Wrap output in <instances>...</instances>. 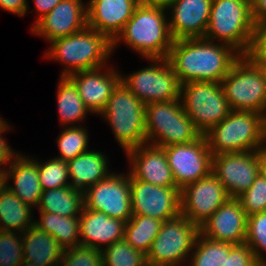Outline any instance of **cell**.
<instances>
[{
  "label": "cell",
  "mask_w": 266,
  "mask_h": 266,
  "mask_svg": "<svg viewBox=\"0 0 266 266\" xmlns=\"http://www.w3.org/2000/svg\"><path fill=\"white\" fill-rule=\"evenodd\" d=\"M217 42L203 37L173 41L167 60L181 84L222 82L241 55L231 46Z\"/></svg>",
  "instance_id": "6da1fadb"
},
{
  "label": "cell",
  "mask_w": 266,
  "mask_h": 266,
  "mask_svg": "<svg viewBox=\"0 0 266 266\" xmlns=\"http://www.w3.org/2000/svg\"><path fill=\"white\" fill-rule=\"evenodd\" d=\"M166 10L140 3L112 42V50L116 49L119 42H124L145 59L167 58L174 40Z\"/></svg>",
  "instance_id": "7a4b0ae2"
},
{
  "label": "cell",
  "mask_w": 266,
  "mask_h": 266,
  "mask_svg": "<svg viewBox=\"0 0 266 266\" xmlns=\"http://www.w3.org/2000/svg\"><path fill=\"white\" fill-rule=\"evenodd\" d=\"M45 58L64 65L60 77L105 66L112 54V42L104 35L86 26L80 32L57 38L50 43Z\"/></svg>",
  "instance_id": "3957f363"
},
{
  "label": "cell",
  "mask_w": 266,
  "mask_h": 266,
  "mask_svg": "<svg viewBox=\"0 0 266 266\" xmlns=\"http://www.w3.org/2000/svg\"><path fill=\"white\" fill-rule=\"evenodd\" d=\"M204 136L212 155L258 151L266 145L264 115L232 110Z\"/></svg>",
  "instance_id": "277c9868"
},
{
  "label": "cell",
  "mask_w": 266,
  "mask_h": 266,
  "mask_svg": "<svg viewBox=\"0 0 266 266\" xmlns=\"http://www.w3.org/2000/svg\"><path fill=\"white\" fill-rule=\"evenodd\" d=\"M255 24L251 16V0H213L205 39L231 46L247 55Z\"/></svg>",
  "instance_id": "5b68a950"
},
{
  "label": "cell",
  "mask_w": 266,
  "mask_h": 266,
  "mask_svg": "<svg viewBox=\"0 0 266 266\" xmlns=\"http://www.w3.org/2000/svg\"><path fill=\"white\" fill-rule=\"evenodd\" d=\"M147 143L158 147L191 143L201 134L186 114L181 98L145 105Z\"/></svg>",
  "instance_id": "8992f818"
},
{
  "label": "cell",
  "mask_w": 266,
  "mask_h": 266,
  "mask_svg": "<svg viewBox=\"0 0 266 266\" xmlns=\"http://www.w3.org/2000/svg\"><path fill=\"white\" fill-rule=\"evenodd\" d=\"M99 115L108 121L115 139L125 152L147 143L145 105L122 83L113 91Z\"/></svg>",
  "instance_id": "52a82bcc"
},
{
  "label": "cell",
  "mask_w": 266,
  "mask_h": 266,
  "mask_svg": "<svg viewBox=\"0 0 266 266\" xmlns=\"http://www.w3.org/2000/svg\"><path fill=\"white\" fill-rule=\"evenodd\" d=\"M230 109L266 113V74L261 65L241 55L221 82Z\"/></svg>",
  "instance_id": "ba28073f"
},
{
  "label": "cell",
  "mask_w": 266,
  "mask_h": 266,
  "mask_svg": "<svg viewBox=\"0 0 266 266\" xmlns=\"http://www.w3.org/2000/svg\"><path fill=\"white\" fill-rule=\"evenodd\" d=\"M181 102L201 135L208 133L232 111L218 82L193 81L181 84Z\"/></svg>",
  "instance_id": "9c48e42d"
},
{
  "label": "cell",
  "mask_w": 266,
  "mask_h": 266,
  "mask_svg": "<svg viewBox=\"0 0 266 266\" xmlns=\"http://www.w3.org/2000/svg\"><path fill=\"white\" fill-rule=\"evenodd\" d=\"M199 233V227L181 214L164 221L146 254L148 266H182L190 258Z\"/></svg>",
  "instance_id": "30bf717a"
},
{
  "label": "cell",
  "mask_w": 266,
  "mask_h": 266,
  "mask_svg": "<svg viewBox=\"0 0 266 266\" xmlns=\"http://www.w3.org/2000/svg\"><path fill=\"white\" fill-rule=\"evenodd\" d=\"M148 60L152 63L151 66L128 76L121 75V83L144 105L180 99L181 83L167 58H147Z\"/></svg>",
  "instance_id": "8fae6325"
},
{
  "label": "cell",
  "mask_w": 266,
  "mask_h": 266,
  "mask_svg": "<svg viewBox=\"0 0 266 266\" xmlns=\"http://www.w3.org/2000/svg\"><path fill=\"white\" fill-rule=\"evenodd\" d=\"M164 150L179 190L212 172L213 155L204 135L191 143L173 144Z\"/></svg>",
  "instance_id": "7c38bea8"
},
{
  "label": "cell",
  "mask_w": 266,
  "mask_h": 266,
  "mask_svg": "<svg viewBox=\"0 0 266 266\" xmlns=\"http://www.w3.org/2000/svg\"><path fill=\"white\" fill-rule=\"evenodd\" d=\"M84 208L127 222L132 217L130 176L112 173L83 194Z\"/></svg>",
  "instance_id": "4fadbf2b"
},
{
  "label": "cell",
  "mask_w": 266,
  "mask_h": 266,
  "mask_svg": "<svg viewBox=\"0 0 266 266\" xmlns=\"http://www.w3.org/2000/svg\"><path fill=\"white\" fill-rule=\"evenodd\" d=\"M229 198L223 184L211 172L180 190L181 215L200 227Z\"/></svg>",
  "instance_id": "5bb4252c"
},
{
  "label": "cell",
  "mask_w": 266,
  "mask_h": 266,
  "mask_svg": "<svg viewBox=\"0 0 266 266\" xmlns=\"http://www.w3.org/2000/svg\"><path fill=\"white\" fill-rule=\"evenodd\" d=\"M130 193L132 215L149 216L164 222L181 214L177 187H162L130 178Z\"/></svg>",
  "instance_id": "9a60e30c"
},
{
  "label": "cell",
  "mask_w": 266,
  "mask_h": 266,
  "mask_svg": "<svg viewBox=\"0 0 266 266\" xmlns=\"http://www.w3.org/2000/svg\"><path fill=\"white\" fill-rule=\"evenodd\" d=\"M212 173L223 184L229 197L237 198L250 188L260 173L258 151L213 155Z\"/></svg>",
  "instance_id": "2e32d148"
},
{
  "label": "cell",
  "mask_w": 266,
  "mask_h": 266,
  "mask_svg": "<svg viewBox=\"0 0 266 266\" xmlns=\"http://www.w3.org/2000/svg\"><path fill=\"white\" fill-rule=\"evenodd\" d=\"M247 219L239 200L229 198L199 227V232L213 240L242 245L246 241Z\"/></svg>",
  "instance_id": "e0dca14e"
},
{
  "label": "cell",
  "mask_w": 266,
  "mask_h": 266,
  "mask_svg": "<svg viewBox=\"0 0 266 266\" xmlns=\"http://www.w3.org/2000/svg\"><path fill=\"white\" fill-rule=\"evenodd\" d=\"M86 26V4L82 0H62L31 31L51 42L80 32Z\"/></svg>",
  "instance_id": "ac0fdd59"
},
{
  "label": "cell",
  "mask_w": 266,
  "mask_h": 266,
  "mask_svg": "<svg viewBox=\"0 0 266 266\" xmlns=\"http://www.w3.org/2000/svg\"><path fill=\"white\" fill-rule=\"evenodd\" d=\"M104 67L80 71L68 76L91 113L100 114L105 109L113 91L121 83V73L112 67L103 69Z\"/></svg>",
  "instance_id": "d6986e66"
},
{
  "label": "cell",
  "mask_w": 266,
  "mask_h": 266,
  "mask_svg": "<svg viewBox=\"0 0 266 266\" xmlns=\"http://www.w3.org/2000/svg\"><path fill=\"white\" fill-rule=\"evenodd\" d=\"M130 178L162 187H177L165 150L152 144H142L126 151Z\"/></svg>",
  "instance_id": "ffe728a7"
},
{
  "label": "cell",
  "mask_w": 266,
  "mask_h": 266,
  "mask_svg": "<svg viewBox=\"0 0 266 266\" xmlns=\"http://www.w3.org/2000/svg\"><path fill=\"white\" fill-rule=\"evenodd\" d=\"M140 3L141 0H89L86 3L87 26L113 42Z\"/></svg>",
  "instance_id": "44dd1931"
},
{
  "label": "cell",
  "mask_w": 266,
  "mask_h": 266,
  "mask_svg": "<svg viewBox=\"0 0 266 266\" xmlns=\"http://www.w3.org/2000/svg\"><path fill=\"white\" fill-rule=\"evenodd\" d=\"M213 0H177L168 9L173 40L204 37Z\"/></svg>",
  "instance_id": "7402d4cb"
},
{
  "label": "cell",
  "mask_w": 266,
  "mask_h": 266,
  "mask_svg": "<svg viewBox=\"0 0 266 266\" xmlns=\"http://www.w3.org/2000/svg\"><path fill=\"white\" fill-rule=\"evenodd\" d=\"M125 224L123 220L83 207L79 216L80 245L98 250L109 247L124 239Z\"/></svg>",
  "instance_id": "603a6c76"
},
{
  "label": "cell",
  "mask_w": 266,
  "mask_h": 266,
  "mask_svg": "<svg viewBox=\"0 0 266 266\" xmlns=\"http://www.w3.org/2000/svg\"><path fill=\"white\" fill-rule=\"evenodd\" d=\"M9 164L8 168H3L5 186L24 204L37 208L43 191L39 182L37 162L29 156L17 153ZM10 178L13 179L14 185L9 184Z\"/></svg>",
  "instance_id": "cb8c5ba5"
},
{
  "label": "cell",
  "mask_w": 266,
  "mask_h": 266,
  "mask_svg": "<svg viewBox=\"0 0 266 266\" xmlns=\"http://www.w3.org/2000/svg\"><path fill=\"white\" fill-rule=\"evenodd\" d=\"M108 158L100 151L89 150L68 161L71 189L83 194L89 187L108 178L112 172L108 169Z\"/></svg>",
  "instance_id": "d4e9b609"
},
{
  "label": "cell",
  "mask_w": 266,
  "mask_h": 266,
  "mask_svg": "<svg viewBox=\"0 0 266 266\" xmlns=\"http://www.w3.org/2000/svg\"><path fill=\"white\" fill-rule=\"evenodd\" d=\"M22 243L25 261L38 266H59L64 249L54 237L36 225L22 233Z\"/></svg>",
  "instance_id": "484cf974"
},
{
  "label": "cell",
  "mask_w": 266,
  "mask_h": 266,
  "mask_svg": "<svg viewBox=\"0 0 266 266\" xmlns=\"http://www.w3.org/2000/svg\"><path fill=\"white\" fill-rule=\"evenodd\" d=\"M32 212L5 184L0 187V230L22 234L34 225Z\"/></svg>",
  "instance_id": "4316f807"
},
{
  "label": "cell",
  "mask_w": 266,
  "mask_h": 266,
  "mask_svg": "<svg viewBox=\"0 0 266 266\" xmlns=\"http://www.w3.org/2000/svg\"><path fill=\"white\" fill-rule=\"evenodd\" d=\"M83 207V193L66 186L42 191L37 210L74 217L80 216Z\"/></svg>",
  "instance_id": "83f0119b"
},
{
  "label": "cell",
  "mask_w": 266,
  "mask_h": 266,
  "mask_svg": "<svg viewBox=\"0 0 266 266\" xmlns=\"http://www.w3.org/2000/svg\"><path fill=\"white\" fill-rule=\"evenodd\" d=\"M39 217V220H34V225L54 237L64 250L80 245L79 216L40 212Z\"/></svg>",
  "instance_id": "f1b7e54d"
},
{
  "label": "cell",
  "mask_w": 266,
  "mask_h": 266,
  "mask_svg": "<svg viewBox=\"0 0 266 266\" xmlns=\"http://www.w3.org/2000/svg\"><path fill=\"white\" fill-rule=\"evenodd\" d=\"M57 107L60 124L63 126H77L83 121L87 113H91L85 106L74 83L68 77H60L57 89ZM73 123V124H72ZM72 124V125H71Z\"/></svg>",
  "instance_id": "f546056e"
},
{
  "label": "cell",
  "mask_w": 266,
  "mask_h": 266,
  "mask_svg": "<svg viewBox=\"0 0 266 266\" xmlns=\"http://www.w3.org/2000/svg\"><path fill=\"white\" fill-rule=\"evenodd\" d=\"M163 221L149 216L132 215L125 224L124 239L134 249L147 254Z\"/></svg>",
  "instance_id": "4dcf8cb0"
},
{
  "label": "cell",
  "mask_w": 266,
  "mask_h": 266,
  "mask_svg": "<svg viewBox=\"0 0 266 266\" xmlns=\"http://www.w3.org/2000/svg\"><path fill=\"white\" fill-rule=\"evenodd\" d=\"M235 246L210 239L199 233L190 254V263L187 266H223L224 261Z\"/></svg>",
  "instance_id": "1f68e13d"
},
{
  "label": "cell",
  "mask_w": 266,
  "mask_h": 266,
  "mask_svg": "<svg viewBox=\"0 0 266 266\" xmlns=\"http://www.w3.org/2000/svg\"><path fill=\"white\" fill-rule=\"evenodd\" d=\"M101 251L103 266H148L146 254L134 249L125 239Z\"/></svg>",
  "instance_id": "d6a6232c"
},
{
  "label": "cell",
  "mask_w": 266,
  "mask_h": 266,
  "mask_svg": "<svg viewBox=\"0 0 266 266\" xmlns=\"http://www.w3.org/2000/svg\"><path fill=\"white\" fill-rule=\"evenodd\" d=\"M86 131L88 130L81 125L63 128L57 138L60 155L55 158L68 162L81 153L88 151L89 139Z\"/></svg>",
  "instance_id": "836d02e7"
},
{
  "label": "cell",
  "mask_w": 266,
  "mask_h": 266,
  "mask_svg": "<svg viewBox=\"0 0 266 266\" xmlns=\"http://www.w3.org/2000/svg\"><path fill=\"white\" fill-rule=\"evenodd\" d=\"M35 161L38 164L39 182L43 191L70 185L67 162L55 157L43 163L36 158Z\"/></svg>",
  "instance_id": "e575fe53"
},
{
  "label": "cell",
  "mask_w": 266,
  "mask_h": 266,
  "mask_svg": "<svg viewBox=\"0 0 266 266\" xmlns=\"http://www.w3.org/2000/svg\"><path fill=\"white\" fill-rule=\"evenodd\" d=\"M245 244L251 248L256 259L266 266L265 256L262 255L266 252V212L248 216Z\"/></svg>",
  "instance_id": "d590c367"
},
{
  "label": "cell",
  "mask_w": 266,
  "mask_h": 266,
  "mask_svg": "<svg viewBox=\"0 0 266 266\" xmlns=\"http://www.w3.org/2000/svg\"><path fill=\"white\" fill-rule=\"evenodd\" d=\"M237 199L247 216L266 212V178L259 173L250 188Z\"/></svg>",
  "instance_id": "8d00e7d4"
},
{
  "label": "cell",
  "mask_w": 266,
  "mask_h": 266,
  "mask_svg": "<svg viewBox=\"0 0 266 266\" xmlns=\"http://www.w3.org/2000/svg\"><path fill=\"white\" fill-rule=\"evenodd\" d=\"M23 261L22 234L0 230V266H19Z\"/></svg>",
  "instance_id": "74e56055"
},
{
  "label": "cell",
  "mask_w": 266,
  "mask_h": 266,
  "mask_svg": "<svg viewBox=\"0 0 266 266\" xmlns=\"http://www.w3.org/2000/svg\"><path fill=\"white\" fill-rule=\"evenodd\" d=\"M59 266H103L102 251L77 245L63 252Z\"/></svg>",
  "instance_id": "f35d334b"
},
{
  "label": "cell",
  "mask_w": 266,
  "mask_h": 266,
  "mask_svg": "<svg viewBox=\"0 0 266 266\" xmlns=\"http://www.w3.org/2000/svg\"><path fill=\"white\" fill-rule=\"evenodd\" d=\"M247 56L258 65H266V24L255 26Z\"/></svg>",
  "instance_id": "ab89813d"
},
{
  "label": "cell",
  "mask_w": 266,
  "mask_h": 266,
  "mask_svg": "<svg viewBox=\"0 0 266 266\" xmlns=\"http://www.w3.org/2000/svg\"><path fill=\"white\" fill-rule=\"evenodd\" d=\"M223 266H263L247 244L236 245L224 261Z\"/></svg>",
  "instance_id": "60d3db41"
},
{
  "label": "cell",
  "mask_w": 266,
  "mask_h": 266,
  "mask_svg": "<svg viewBox=\"0 0 266 266\" xmlns=\"http://www.w3.org/2000/svg\"><path fill=\"white\" fill-rule=\"evenodd\" d=\"M10 129V125L7 123L1 130H0V169L1 165L7 166L9 164L13 157L17 154V152H14L15 150L8 145L9 143L6 142V139L2 137V134L7 132ZM5 139V140H4ZM5 163V164H4Z\"/></svg>",
  "instance_id": "b9f144b4"
},
{
  "label": "cell",
  "mask_w": 266,
  "mask_h": 266,
  "mask_svg": "<svg viewBox=\"0 0 266 266\" xmlns=\"http://www.w3.org/2000/svg\"><path fill=\"white\" fill-rule=\"evenodd\" d=\"M28 0H0V8L15 15L24 16L28 12Z\"/></svg>",
  "instance_id": "7bdbcfd3"
},
{
  "label": "cell",
  "mask_w": 266,
  "mask_h": 266,
  "mask_svg": "<svg viewBox=\"0 0 266 266\" xmlns=\"http://www.w3.org/2000/svg\"><path fill=\"white\" fill-rule=\"evenodd\" d=\"M251 16L255 26L266 24V0H251Z\"/></svg>",
  "instance_id": "ee69618b"
},
{
  "label": "cell",
  "mask_w": 266,
  "mask_h": 266,
  "mask_svg": "<svg viewBox=\"0 0 266 266\" xmlns=\"http://www.w3.org/2000/svg\"><path fill=\"white\" fill-rule=\"evenodd\" d=\"M62 0H34L35 10L38 13L37 20L34 25L48 14Z\"/></svg>",
  "instance_id": "f6af8a7d"
},
{
  "label": "cell",
  "mask_w": 266,
  "mask_h": 266,
  "mask_svg": "<svg viewBox=\"0 0 266 266\" xmlns=\"http://www.w3.org/2000/svg\"><path fill=\"white\" fill-rule=\"evenodd\" d=\"M177 0H141V3L149 6L168 9Z\"/></svg>",
  "instance_id": "bcb514c9"
},
{
  "label": "cell",
  "mask_w": 266,
  "mask_h": 266,
  "mask_svg": "<svg viewBox=\"0 0 266 266\" xmlns=\"http://www.w3.org/2000/svg\"><path fill=\"white\" fill-rule=\"evenodd\" d=\"M260 173L266 178V145L258 150Z\"/></svg>",
  "instance_id": "7dc6e473"
},
{
  "label": "cell",
  "mask_w": 266,
  "mask_h": 266,
  "mask_svg": "<svg viewBox=\"0 0 266 266\" xmlns=\"http://www.w3.org/2000/svg\"><path fill=\"white\" fill-rule=\"evenodd\" d=\"M19 266H38L33 262L23 261Z\"/></svg>",
  "instance_id": "c3c4849f"
},
{
  "label": "cell",
  "mask_w": 266,
  "mask_h": 266,
  "mask_svg": "<svg viewBox=\"0 0 266 266\" xmlns=\"http://www.w3.org/2000/svg\"><path fill=\"white\" fill-rule=\"evenodd\" d=\"M4 184L3 169H0V187Z\"/></svg>",
  "instance_id": "681fc988"
},
{
  "label": "cell",
  "mask_w": 266,
  "mask_h": 266,
  "mask_svg": "<svg viewBox=\"0 0 266 266\" xmlns=\"http://www.w3.org/2000/svg\"><path fill=\"white\" fill-rule=\"evenodd\" d=\"M8 122L3 120V118L0 117V130L7 124Z\"/></svg>",
  "instance_id": "f907efd6"
},
{
  "label": "cell",
  "mask_w": 266,
  "mask_h": 266,
  "mask_svg": "<svg viewBox=\"0 0 266 266\" xmlns=\"http://www.w3.org/2000/svg\"><path fill=\"white\" fill-rule=\"evenodd\" d=\"M264 122H265V136H266V113L264 115Z\"/></svg>",
  "instance_id": "816d5d0a"
},
{
  "label": "cell",
  "mask_w": 266,
  "mask_h": 266,
  "mask_svg": "<svg viewBox=\"0 0 266 266\" xmlns=\"http://www.w3.org/2000/svg\"><path fill=\"white\" fill-rule=\"evenodd\" d=\"M263 67V70H264V72H265V74H266V65H264V66H262Z\"/></svg>",
  "instance_id": "f5cc1de1"
}]
</instances>
